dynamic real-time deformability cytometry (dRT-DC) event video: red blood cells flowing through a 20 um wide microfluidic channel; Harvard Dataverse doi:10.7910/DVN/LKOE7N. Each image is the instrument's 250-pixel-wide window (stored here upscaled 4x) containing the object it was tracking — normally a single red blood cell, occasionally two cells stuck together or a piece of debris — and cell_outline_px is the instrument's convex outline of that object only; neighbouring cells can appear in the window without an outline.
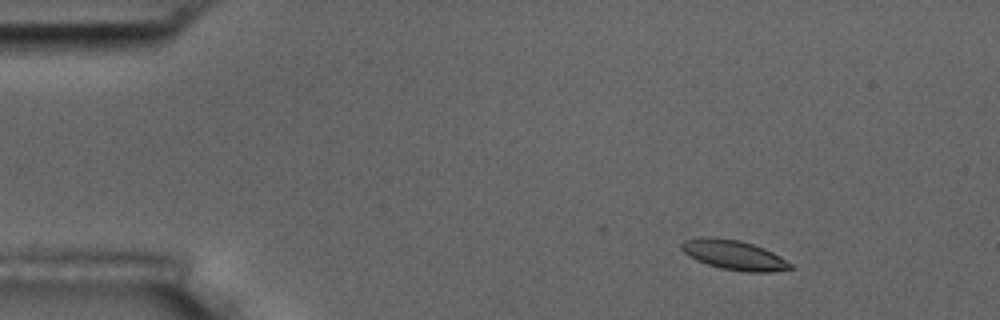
{"species": "common noctule bat (a hibernating species)", "species_latin": "Nyctalus noctula", "temperature_condition": "room temperature", "stored_images_in_passage": 50, "camera_frame_rate_fps": 3000, "um_per_image_px": 0.085, "animal": {"sex": "male", "body_mass_g": 17.5, "forearm_length_mm": 52.3}, "frame": {"image": 1, "passage_image": 1, "time_ms": 0.0, "image_size_px": [1000, 320], "cell_outline_px": [[796, 268], [772, 272], [748, 272], [720, 268], [696, 260], [688, 256], [680, 248], [680, 244], [684, 240], [700, 236], [712, 236], [740, 240], [764, 248], [780, 256], [792, 264]], "centroid_in_image_um": [62.37, 21.66], "position_along_channel_um": 22.6, "area_um2": 19.07}}
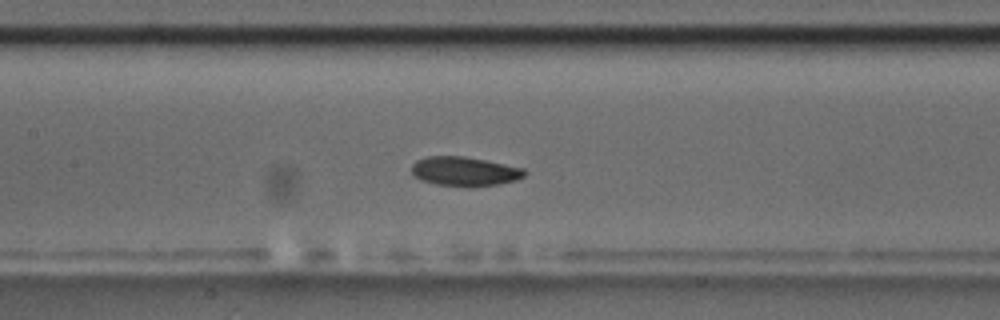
{"frame": {"image": 2, "passage_image": 20, "time_ms": 6.333, "image_size_px": [1000, 320], "cell_outline_px": [[528, 172], [524, 176], [516, 180], [496, 184], [436, 184], [420, 180], [412, 176], [412, 164], [416, 160], [428, 156], [464, 156], [524, 168]], "centroid_in_image_um": [39.45, 14.52], "position_along_channel_um": 167.9, "area_um2": 18.61}}
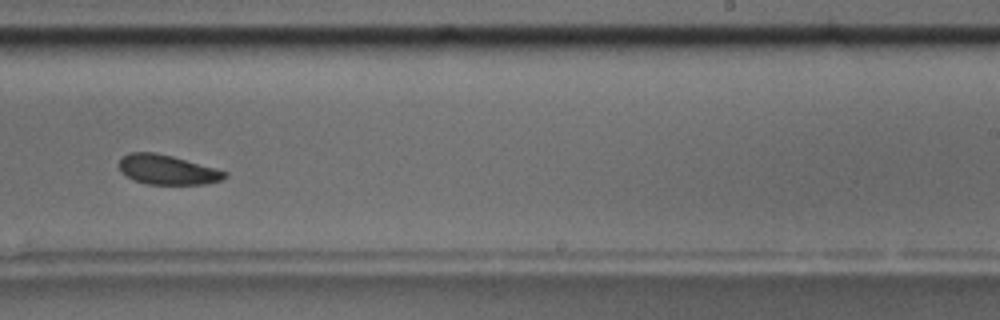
{"frame": {"image": 3, "passage_image": 29, "time_ms": 9.333, "image_size_px": [1000, 320], "cell_outline_px": [[228, 176], [220, 180], [204, 184], [148, 184], [136, 180], [120, 172], [120, 160], [128, 152], [156, 152], [172, 156], [228, 172]], "centroid_in_image_um": [14.22, 14.42], "position_along_channel_um": 274.8, "area_um2": 17.98}, "authors_computed_cell_mechanics": {"area_um2": 19.074, "velocity_mm_per_s": 3.5799, "shape_relaxation_time_tau1_ms": 5.2878, "shape_relaxation_time_tau2_ms": 7.3382, "deformation_change_tau1": 0.0978, "deformation_change_tau2": 0.1473}}